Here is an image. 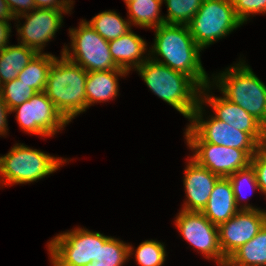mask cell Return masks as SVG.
<instances>
[{"instance_id":"6da1fadb","label":"cell","mask_w":266,"mask_h":266,"mask_svg":"<svg viewBox=\"0 0 266 266\" xmlns=\"http://www.w3.org/2000/svg\"><path fill=\"white\" fill-rule=\"evenodd\" d=\"M150 49L151 59L187 74L201 88L210 83V78L201 64L202 49L196 44L187 25L163 23L156 27L154 44Z\"/></svg>"},{"instance_id":"7a4b0ae2","label":"cell","mask_w":266,"mask_h":266,"mask_svg":"<svg viewBox=\"0 0 266 266\" xmlns=\"http://www.w3.org/2000/svg\"><path fill=\"white\" fill-rule=\"evenodd\" d=\"M136 70L155 95L190 120L200 102L201 89L190 76L150 57Z\"/></svg>"},{"instance_id":"3957f363","label":"cell","mask_w":266,"mask_h":266,"mask_svg":"<svg viewBox=\"0 0 266 266\" xmlns=\"http://www.w3.org/2000/svg\"><path fill=\"white\" fill-rule=\"evenodd\" d=\"M88 72L69 61L63 54L49 67L44 93L68 121L85 112Z\"/></svg>"},{"instance_id":"277c9868","label":"cell","mask_w":266,"mask_h":266,"mask_svg":"<svg viewBox=\"0 0 266 266\" xmlns=\"http://www.w3.org/2000/svg\"><path fill=\"white\" fill-rule=\"evenodd\" d=\"M244 63L239 61L230 66L210 83L218 87L223 97L238 104L266 127V85Z\"/></svg>"},{"instance_id":"5b68a950","label":"cell","mask_w":266,"mask_h":266,"mask_svg":"<svg viewBox=\"0 0 266 266\" xmlns=\"http://www.w3.org/2000/svg\"><path fill=\"white\" fill-rule=\"evenodd\" d=\"M65 162L66 159L17 143L0 157V183L14 185L36 182L56 172Z\"/></svg>"},{"instance_id":"8992f818","label":"cell","mask_w":266,"mask_h":266,"mask_svg":"<svg viewBox=\"0 0 266 266\" xmlns=\"http://www.w3.org/2000/svg\"><path fill=\"white\" fill-rule=\"evenodd\" d=\"M243 25L237 18L232 0H203L187 24L196 44L203 50Z\"/></svg>"},{"instance_id":"52a82bcc","label":"cell","mask_w":266,"mask_h":266,"mask_svg":"<svg viewBox=\"0 0 266 266\" xmlns=\"http://www.w3.org/2000/svg\"><path fill=\"white\" fill-rule=\"evenodd\" d=\"M99 232L74 228L60 233L48 243L51 264L53 266H85L98 259L100 245L109 239Z\"/></svg>"},{"instance_id":"ba28073f","label":"cell","mask_w":266,"mask_h":266,"mask_svg":"<svg viewBox=\"0 0 266 266\" xmlns=\"http://www.w3.org/2000/svg\"><path fill=\"white\" fill-rule=\"evenodd\" d=\"M69 34L71 47L64 45L61 51V55L69 61L87 72L120 69L111 57L108 41L88 25L86 20H82L77 29L69 28Z\"/></svg>"},{"instance_id":"9c48e42d","label":"cell","mask_w":266,"mask_h":266,"mask_svg":"<svg viewBox=\"0 0 266 266\" xmlns=\"http://www.w3.org/2000/svg\"><path fill=\"white\" fill-rule=\"evenodd\" d=\"M202 109V104L199 102L184 132L186 141H205L219 146L237 148L245 150L251 157L261 147L249 133L237 130L214 116L204 120Z\"/></svg>"},{"instance_id":"30bf717a","label":"cell","mask_w":266,"mask_h":266,"mask_svg":"<svg viewBox=\"0 0 266 266\" xmlns=\"http://www.w3.org/2000/svg\"><path fill=\"white\" fill-rule=\"evenodd\" d=\"M12 112H16V120L22 130L44 137L55 135L69 123L44 91L12 108Z\"/></svg>"},{"instance_id":"8fae6325","label":"cell","mask_w":266,"mask_h":266,"mask_svg":"<svg viewBox=\"0 0 266 266\" xmlns=\"http://www.w3.org/2000/svg\"><path fill=\"white\" fill-rule=\"evenodd\" d=\"M175 225L184 239L207 259H215L218 266L227 262L220 248L218 227L210 222L202 212L181 209L176 216Z\"/></svg>"},{"instance_id":"7c38bea8","label":"cell","mask_w":266,"mask_h":266,"mask_svg":"<svg viewBox=\"0 0 266 266\" xmlns=\"http://www.w3.org/2000/svg\"><path fill=\"white\" fill-rule=\"evenodd\" d=\"M186 142L191 151L194 150L191 158L220 177H229L250 165L251 156L245 150L219 146L205 141Z\"/></svg>"},{"instance_id":"4fadbf2b","label":"cell","mask_w":266,"mask_h":266,"mask_svg":"<svg viewBox=\"0 0 266 266\" xmlns=\"http://www.w3.org/2000/svg\"><path fill=\"white\" fill-rule=\"evenodd\" d=\"M70 11L36 8L15 17L17 20L26 19L22 26L16 24L18 36H21L19 44L32 48L37 53H42L45 44L55 37V33L62 26V14H68Z\"/></svg>"},{"instance_id":"5bb4252c","label":"cell","mask_w":266,"mask_h":266,"mask_svg":"<svg viewBox=\"0 0 266 266\" xmlns=\"http://www.w3.org/2000/svg\"><path fill=\"white\" fill-rule=\"evenodd\" d=\"M266 223V211L239 210L226 222L218 225L219 244L223 255L228 258L240 246L254 238Z\"/></svg>"},{"instance_id":"9a60e30c","label":"cell","mask_w":266,"mask_h":266,"mask_svg":"<svg viewBox=\"0 0 266 266\" xmlns=\"http://www.w3.org/2000/svg\"><path fill=\"white\" fill-rule=\"evenodd\" d=\"M210 87L212 86L209 83L200 89V103L202 105L208 103L214 110L216 119L237 130L249 133L261 146L266 145V127L238 104L232 103L225 97L208 94Z\"/></svg>"},{"instance_id":"2e32d148","label":"cell","mask_w":266,"mask_h":266,"mask_svg":"<svg viewBox=\"0 0 266 266\" xmlns=\"http://www.w3.org/2000/svg\"><path fill=\"white\" fill-rule=\"evenodd\" d=\"M186 166L183 185L187 198L182 210L202 212L220 176L199 165L192 158Z\"/></svg>"},{"instance_id":"e0dca14e","label":"cell","mask_w":266,"mask_h":266,"mask_svg":"<svg viewBox=\"0 0 266 266\" xmlns=\"http://www.w3.org/2000/svg\"><path fill=\"white\" fill-rule=\"evenodd\" d=\"M250 204L236 206L233 188L228 177H220L214 185L203 215L213 224L220 225L233 217L239 210H257Z\"/></svg>"},{"instance_id":"ac0fdd59","label":"cell","mask_w":266,"mask_h":266,"mask_svg":"<svg viewBox=\"0 0 266 266\" xmlns=\"http://www.w3.org/2000/svg\"><path fill=\"white\" fill-rule=\"evenodd\" d=\"M110 54L118 68L127 71L137 69L149 57H144L147 43L132 30L108 42Z\"/></svg>"},{"instance_id":"d6986e66","label":"cell","mask_w":266,"mask_h":266,"mask_svg":"<svg viewBox=\"0 0 266 266\" xmlns=\"http://www.w3.org/2000/svg\"><path fill=\"white\" fill-rule=\"evenodd\" d=\"M123 69L90 71L86 79V105L112 100L118 95V76L127 75Z\"/></svg>"},{"instance_id":"ffe728a7","label":"cell","mask_w":266,"mask_h":266,"mask_svg":"<svg viewBox=\"0 0 266 266\" xmlns=\"http://www.w3.org/2000/svg\"><path fill=\"white\" fill-rule=\"evenodd\" d=\"M37 52L25 45H10L0 51V86L18 77Z\"/></svg>"},{"instance_id":"44dd1931","label":"cell","mask_w":266,"mask_h":266,"mask_svg":"<svg viewBox=\"0 0 266 266\" xmlns=\"http://www.w3.org/2000/svg\"><path fill=\"white\" fill-rule=\"evenodd\" d=\"M232 266H266V223L257 235L227 258Z\"/></svg>"},{"instance_id":"7402d4cb","label":"cell","mask_w":266,"mask_h":266,"mask_svg":"<svg viewBox=\"0 0 266 266\" xmlns=\"http://www.w3.org/2000/svg\"><path fill=\"white\" fill-rule=\"evenodd\" d=\"M163 0H136L128 3L127 9L131 25L142 28H156L165 23L160 9Z\"/></svg>"},{"instance_id":"603a6c76","label":"cell","mask_w":266,"mask_h":266,"mask_svg":"<svg viewBox=\"0 0 266 266\" xmlns=\"http://www.w3.org/2000/svg\"><path fill=\"white\" fill-rule=\"evenodd\" d=\"M55 58V55L50 53H37L28 65L19 72L17 79L33 88L36 92L44 91L49 67Z\"/></svg>"},{"instance_id":"cb8c5ba5","label":"cell","mask_w":266,"mask_h":266,"mask_svg":"<svg viewBox=\"0 0 266 266\" xmlns=\"http://www.w3.org/2000/svg\"><path fill=\"white\" fill-rule=\"evenodd\" d=\"M102 38L108 42L115 40L131 30L129 20L122 19L116 11H103L86 21Z\"/></svg>"},{"instance_id":"d4e9b609","label":"cell","mask_w":266,"mask_h":266,"mask_svg":"<svg viewBox=\"0 0 266 266\" xmlns=\"http://www.w3.org/2000/svg\"><path fill=\"white\" fill-rule=\"evenodd\" d=\"M134 248L118 238L111 237L100 245L99 257L85 266H123L132 256ZM131 255V256H130Z\"/></svg>"},{"instance_id":"484cf974","label":"cell","mask_w":266,"mask_h":266,"mask_svg":"<svg viewBox=\"0 0 266 266\" xmlns=\"http://www.w3.org/2000/svg\"><path fill=\"white\" fill-rule=\"evenodd\" d=\"M167 6V24L187 25L202 6L203 0H163Z\"/></svg>"},{"instance_id":"4316f807","label":"cell","mask_w":266,"mask_h":266,"mask_svg":"<svg viewBox=\"0 0 266 266\" xmlns=\"http://www.w3.org/2000/svg\"><path fill=\"white\" fill-rule=\"evenodd\" d=\"M166 256L164 245L155 240H146L135 250V261L139 266H162Z\"/></svg>"},{"instance_id":"83f0119b","label":"cell","mask_w":266,"mask_h":266,"mask_svg":"<svg viewBox=\"0 0 266 266\" xmlns=\"http://www.w3.org/2000/svg\"><path fill=\"white\" fill-rule=\"evenodd\" d=\"M0 91L9 110L24 103L37 93L33 88L20 82L17 78L2 84Z\"/></svg>"},{"instance_id":"f1b7e54d","label":"cell","mask_w":266,"mask_h":266,"mask_svg":"<svg viewBox=\"0 0 266 266\" xmlns=\"http://www.w3.org/2000/svg\"><path fill=\"white\" fill-rule=\"evenodd\" d=\"M228 178L233 188L235 203L237 207H239V205L241 204L240 200L244 201V199L247 198V197H244L245 193L243 194V191H244L243 188H246V186H250V187H247L249 188L250 192L253 189L259 190L255 171L251 165H249L247 168H244L242 170H238L236 173L230 175Z\"/></svg>"},{"instance_id":"f546056e","label":"cell","mask_w":266,"mask_h":266,"mask_svg":"<svg viewBox=\"0 0 266 266\" xmlns=\"http://www.w3.org/2000/svg\"><path fill=\"white\" fill-rule=\"evenodd\" d=\"M237 18L245 23L253 14L266 13V0H232ZM251 14V15H250Z\"/></svg>"},{"instance_id":"4dcf8cb0","label":"cell","mask_w":266,"mask_h":266,"mask_svg":"<svg viewBox=\"0 0 266 266\" xmlns=\"http://www.w3.org/2000/svg\"><path fill=\"white\" fill-rule=\"evenodd\" d=\"M250 165L255 171L259 191L266 195V145L261 146L251 157Z\"/></svg>"},{"instance_id":"1f68e13d","label":"cell","mask_w":266,"mask_h":266,"mask_svg":"<svg viewBox=\"0 0 266 266\" xmlns=\"http://www.w3.org/2000/svg\"><path fill=\"white\" fill-rule=\"evenodd\" d=\"M5 1L8 3V6L14 17L27 13V11L29 12L33 9H36L34 0H5Z\"/></svg>"},{"instance_id":"d6a6232c","label":"cell","mask_w":266,"mask_h":266,"mask_svg":"<svg viewBox=\"0 0 266 266\" xmlns=\"http://www.w3.org/2000/svg\"><path fill=\"white\" fill-rule=\"evenodd\" d=\"M36 8L71 10L73 0H34Z\"/></svg>"},{"instance_id":"836d02e7","label":"cell","mask_w":266,"mask_h":266,"mask_svg":"<svg viewBox=\"0 0 266 266\" xmlns=\"http://www.w3.org/2000/svg\"><path fill=\"white\" fill-rule=\"evenodd\" d=\"M10 113L9 108L2 98L0 91V135H6L8 130L7 116Z\"/></svg>"},{"instance_id":"e575fe53","label":"cell","mask_w":266,"mask_h":266,"mask_svg":"<svg viewBox=\"0 0 266 266\" xmlns=\"http://www.w3.org/2000/svg\"><path fill=\"white\" fill-rule=\"evenodd\" d=\"M11 23L0 21V51L4 49L9 43V36L11 33Z\"/></svg>"},{"instance_id":"d590c367","label":"cell","mask_w":266,"mask_h":266,"mask_svg":"<svg viewBox=\"0 0 266 266\" xmlns=\"http://www.w3.org/2000/svg\"><path fill=\"white\" fill-rule=\"evenodd\" d=\"M16 20L12 14L8 3L5 0H0V21L8 22L9 20Z\"/></svg>"},{"instance_id":"8d00e7d4","label":"cell","mask_w":266,"mask_h":266,"mask_svg":"<svg viewBox=\"0 0 266 266\" xmlns=\"http://www.w3.org/2000/svg\"><path fill=\"white\" fill-rule=\"evenodd\" d=\"M124 1H125L126 5H127L128 3H130V2H134V1H136V0H124Z\"/></svg>"},{"instance_id":"74e56055","label":"cell","mask_w":266,"mask_h":266,"mask_svg":"<svg viewBox=\"0 0 266 266\" xmlns=\"http://www.w3.org/2000/svg\"><path fill=\"white\" fill-rule=\"evenodd\" d=\"M222 266H232V265H230L228 262H226V263L223 264Z\"/></svg>"}]
</instances>
